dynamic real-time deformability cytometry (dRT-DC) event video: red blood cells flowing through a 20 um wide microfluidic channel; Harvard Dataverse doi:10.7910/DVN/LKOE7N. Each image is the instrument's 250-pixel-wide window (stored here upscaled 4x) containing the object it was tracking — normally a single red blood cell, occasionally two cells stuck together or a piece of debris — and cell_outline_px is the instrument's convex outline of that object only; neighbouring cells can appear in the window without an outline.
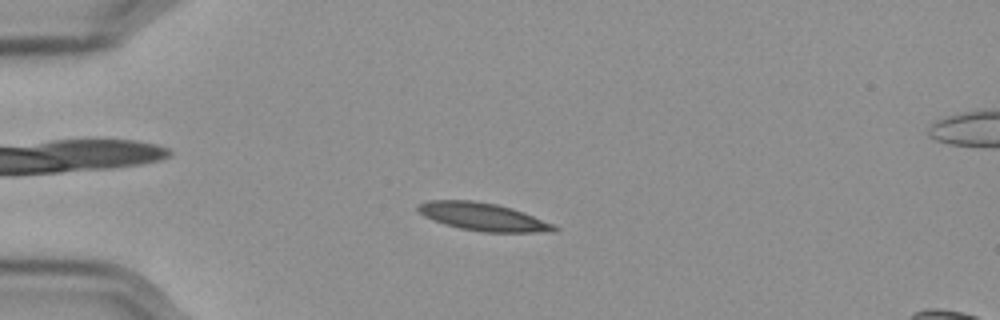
{"species": "Egyptian fruit bat (a non-hibernating species)", "species_latin": "Rousettus aegyptiacus", "temperature_condition": "cold", "stored_images_in_passage": 58, "camera_frame_rate_fps": 3000, "um_per_image_px": 0.085, "frame": {"image": 1, "passage_image": 15, "time_ms": 4.667, "image_size_px": [1000, 320], "cell_outline_px": [[560, 228], [556, 232], [484, 232], [460, 228], [444, 224], [432, 220], [424, 216], [416, 208], [416, 204], [428, 200], [472, 200], [496, 204], [524, 212], [552, 224]], "centroid_in_image_um": [41.03, 18.42], "position_along_channel_um": 44.0, "area_um2": 22.08}}
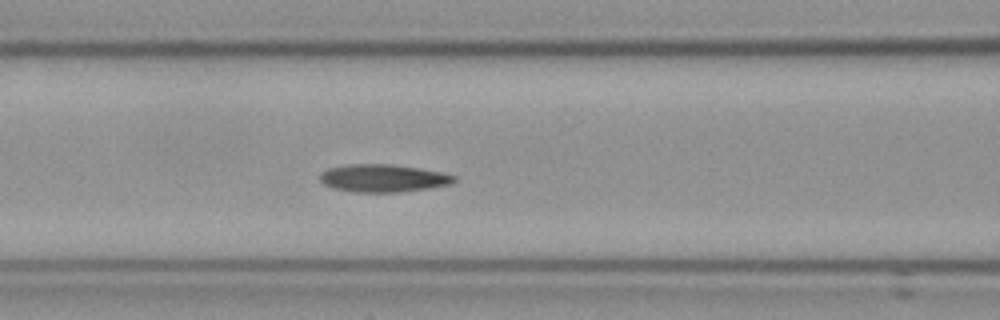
{"frame": {"image": 2, "passage_image": 25, "time_ms": 8.0, "image_size_px": [1000, 320], "cell_outline_px": [[456, 180], [452, 184], [428, 188], [400, 192], [352, 192], [332, 188], [324, 184], [320, 180], [320, 172], [328, 168], [348, 164], [388, 164], [420, 168], [444, 172], [456, 176]], "centroid_in_image_um": [32.57, 15.14], "position_along_channel_um": 134.0, "area_um2": 21.85}}
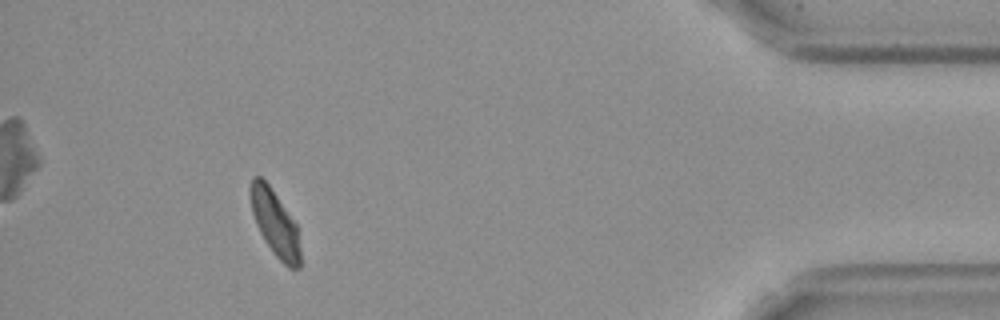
{"frame": {"image": 3, "passage_image": 53, "time_ms": 17.333, "image_size_px": [1000, 320], "cell_outline_px": [[300, 268], [288, 268], [272, 252], [264, 240], [256, 224], [252, 212], [248, 192], [248, 188], [252, 176], [260, 176], [268, 184], [296, 224], [300, 248]], "centroid_in_image_um": [23.33, 18.95], "position_along_channel_um": 411.9, "area_um2": 19.13}, "authors_computed_cell_mechanics": {"area_um2": 21.0392, "velocity_mm_per_s": 3.5402, "shape_relaxation_time_tau1_ms": 9.1815, "shape_relaxation_time_tau2_ms": 2.2794, "deformation_change_tau1": 0.1772, "deformation_change_tau2": 0.0626}}